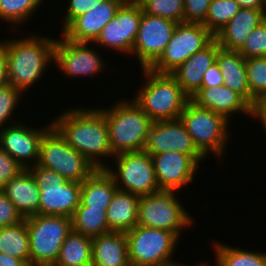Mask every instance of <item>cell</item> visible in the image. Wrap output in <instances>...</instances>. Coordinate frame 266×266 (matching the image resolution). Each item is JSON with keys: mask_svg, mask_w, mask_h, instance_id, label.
Instances as JSON below:
<instances>
[{"mask_svg": "<svg viewBox=\"0 0 266 266\" xmlns=\"http://www.w3.org/2000/svg\"><path fill=\"white\" fill-rule=\"evenodd\" d=\"M52 125L76 151L84 155L97 169H104V157L113 158L109 131L100 108L75 107L62 111ZM103 157V158H102Z\"/></svg>", "mask_w": 266, "mask_h": 266, "instance_id": "6da1fadb", "label": "cell"}, {"mask_svg": "<svg viewBox=\"0 0 266 266\" xmlns=\"http://www.w3.org/2000/svg\"><path fill=\"white\" fill-rule=\"evenodd\" d=\"M55 42L56 38L39 34L23 39L2 40L7 54L9 84L22 93L35 85L54 62Z\"/></svg>", "mask_w": 266, "mask_h": 266, "instance_id": "7a4b0ae2", "label": "cell"}, {"mask_svg": "<svg viewBox=\"0 0 266 266\" xmlns=\"http://www.w3.org/2000/svg\"><path fill=\"white\" fill-rule=\"evenodd\" d=\"M105 115L113 155L145 149L153 120L134 101L119 100L100 108Z\"/></svg>", "mask_w": 266, "mask_h": 266, "instance_id": "3957f363", "label": "cell"}, {"mask_svg": "<svg viewBox=\"0 0 266 266\" xmlns=\"http://www.w3.org/2000/svg\"><path fill=\"white\" fill-rule=\"evenodd\" d=\"M141 70L146 79L134 101L153 121L178 119L191 98L170 73Z\"/></svg>", "mask_w": 266, "mask_h": 266, "instance_id": "277c9868", "label": "cell"}, {"mask_svg": "<svg viewBox=\"0 0 266 266\" xmlns=\"http://www.w3.org/2000/svg\"><path fill=\"white\" fill-rule=\"evenodd\" d=\"M29 233L30 266H53L72 230L67 216L32 215L25 218Z\"/></svg>", "mask_w": 266, "mask_h": 266, "instance_id": "5b68a950", "label": "cell"}, {"mask_svg": "<svg viewBox=\"0 0 266 266\" xmlns=\"http://www.w3.org/2000/svg\"><path fill=\"white\" fill-rule=\"evenodd\" d=\"M179 118L194 145L205 158L212 152L216 158L222 159L231 134L228 133L229 120L221 114L197 106L191 100L186 104Z\"/></svg>", "mask_w": 266, "mask_h": 266, "instance_id": "8992f818", "label": "cell"}, {"mask_svg": "<svg viewBox=\"0 0 266 266\" xmlns=\"http://www.w3.org/2000/svg\"><path fill=\"white\" fill-rule=\"evenodd\" d=\"M37 165L79 183L97 170L92 162L67 143L53 125L41 139Z\"/></svg>", "mask_w": 266, "mask_h": 266, "instance_id": "52a82bcc", "label": "cell"}, {"mask_svg": "<svg viewBox=\"0 0 266 266\" xmlns=\"http://www.w3.org/2000/svg\"><path fill=\"white\" fill-rule=\"evenodd\" d=\"M130 266H174L179 237L167 230L136 225L126 232Z\"/></svg>", "mask_w": 266, "mask_h": 266, "instance_id": "ba28073f", "label": "cell"}, {"mask_svg": "<svg viewBox=\"0 0 266 266\" xmlns=\"http://www.w3.org/2000/svg\"><path fill=\"white\" fill-rule=\"evenodd\" d=\"M28 169L40 189L39 214L71 218L80 205L81 183L37 164Z\"/></svg>", "mask_w": 266, "mask_h": 266, "instance_id": "9c48e42d", "label": "cell"}, {"mask_svg": "<svg viewBox=\"0 0 266 266\" xmlns=\"http://www.w3.org/2000/svg\"><path fill=\"white\" fill-rule=\"evenodd\" d=\"M176 191H158L140 196L137 225L163 229L179 238L186 227H192V216L175 197Z\"/></svg>", "mask_w": 266, "mask_h": 266, "instance_id": "30bf717a", "label": "cell"}, {"mask_svg": "<svg viewBox=\"0 0 266 266\" xmlns=\"http://www.w3.org/2000/svg\"><path fill=\"white\" fill-rule=\"evenodd\" d=\"M112 159L116 168L107 165L104 169L113 178L118 190L138 196L161 191L157 184L152 155L145 150L120 153Z\"/></svg>", "mask_w": 266, "mask_h": 266, "instance_id": "8fae6325", "label": "cell"}, {"mask_svg": "<svg viewBox=\"0 0 266 266\" xmlns=\"http://www.w3.org/2000/svg\"><path fill=\"white\" fill-rule=\"evenodd\" d=\"M214 39L215 36L203 24L178 23L163 54L150 69L157 73H171Z\"/></svg>", "mask_w": 266, "mask_h": 266, "instance_id": "7c38bea8", "label": "cell"}, {"mask_svg": "<svg viewBox=\"0 0 266 266\" xmlns=\"http://www.w3.org/2000/svg\"><path fill=\"white\" fill-rule=\"evenodd\" d=\"M178 23L159 16L143 13L131 55L136 56L141 68H150L163 54Z\"/></svg>", "mask_w": 266, "mask_h": 266, "instance_id": "4fadbf2b", "label": "cell"}, {"mask_svg": "<svg viewBox=\"0 0 266 266\" xmlns=\"http://www.w3.org/2000/svg\"><path fill=\"white\" fill-rule=\"evenodd\" d=\"M88 42H74L64 35L56 39L54 62L69 78L96 76L104 71L105 63ZM89 45V46H88Z\"/></svg>", "mask_w": 266, "mask_h": 266, "instance_id": "5bb4252c", "label": "cell"}, {"mask_svg": "<svg viewBox=\"0 0 266 266\" xmlns=\"http://www.w3.org/2000/svg\"><path fill=\"white\" fill-rule=\"evenodd\" d=\"M142 17L140 4L123 3L113 19L105 25L93 42L104 47L131 55Z\"/></svg>", "mask_w": 266, "mask_h": 266, "instance_id": "9a60e30c", "label": "cell"}, {"mask_svg": "<svg viewBox=\"0 0 266 266\" xmlns=\"http://www.w3.org/2000/svg\"><path fill=\"white\" fill-rule=\"evenodd\" d=\"M144 150L150 155L177 151L190 155L198 164L206 159L194 145L180 118L153 121Z\"/></svg>", "mask_w": 266, "mask_h": 266, "instance_id": "2e32d148", "label": "cell"}, {"mask_svg": "<svg viewBox=\"0 0 266 266\" xmlns=\"http://www.w3.org/2000/svg\"><path fill=\"white\" fill-rule=\"evenodd\" d=\"M26 124H5L0 129V148L6 151L23 168L28 169L37 164L40 142L44 133L52 126V122L45 128L36 129L26 127Z\"/></svg>", "mask_w": 266, "mask_h": 266, "instance_id": "e0dca14e", "label": "cell"}, {"mask_svg": "<svg viewBox=\"0 0 266 266\" xmlns=\"http://www.w3.org/2000/svg\"><path fill=\"white\" fill-rule=\"evenodd\" d=\"M157 184L160 190L180 191L184 186L193 182L199 164L187 154L168 151L153 154Z\"/></svg>", "mask_w": 266, "mask_h": 266, "instance_id": "ac0fdd59", "label": "cell"}, {"mask_svg": "<svg viewBox=\"0 0 266 266\" xmlns=\"http://www.w3.org/2000/svg\"><path fill=\"white\" fill-rule=\"evenodd\" d=\"M122 4L119 0H104L98 3L94 8L76 18L61 32V35L74 42L93 43Z\"/></svg>", "mask_w": 266, "mask_h": 266, "instance_id": "d6986e66", "label": "cell"}, {"mask_svg": "<svg viewBox=\"0 0 266 266\" xmlns=\"http://www.w3.org/2000/svg\"><path fill=\"white\" fill-rule=\"evenodd\" d=\"M197 106L214 111L231 120L235 113L250 116L251 105L236 91L225 85L201 87L191 98Z\"/></svg>", "mask_w": 266, "mask_h": 266, "instance_id": "ffe728a7", "label": "cell"}, {"mask_svg": "<svg viewBox=\"0 0 266 266\" xmlns=\"http://www.w3.org/2000/svg\"><path fill=\"white\" fill-rule=\"evenodd\" d=\"M219 48L218 42L214 39L207 47L194 53L170 73L190 98L201 88L204 73L216 62Z\"/></svg>", "mask_w": 266, "mask_h": 266, "instance_id": "44dd1931", "label": "cell"}, {"mask_svg": "<svg viewBox=\"0 0 266 266\" xmlns=\"http://www.w3.org/2000/svg\"><path fill=\"white\" fill-rule=\"evenodd\" d=\"M266 19V9L240 8L214 36L220 48L238 51L252 30Z\"/></svg>", "mask_w": 266, "mask_h": 266, "instance_id": "7402d4cb", "label": "cell"}, {"mask_svg": "<svg viewBox=\"0 0 266 266\" xmlns=\"http://www.w3.org/2000/svg\"><path fill=\"white\" fill-rule=\"evenodd\" d=\"M1 190L23 218L39 214L40 189L29 169L14 176Z\"/></svg>", "mask_w": 266, "mask_h": 266, "instance_id": "603a6c76", "label": "cell"}, {"mask_svg": "<svg viewBox=\"0 0 266 266\" xmlns=\"http://www.w3.org/2000/svg\"><path fill=\"white\" fill-rule=\"evenodd\" d=\"M92 266H130L125 232H114L92 238Z\"/></svg>", "mask_w": 266, "mask_h": 266, "instance_id": "cb8c5ba5", "label": "cell"}, {"mask_svg": "<svg viewBox=\"0 0 266 266\" xmlns=\"http://www.w3.org/2000/svg\"><path fill=\"white\" fill-rule=\"evenodd\" d=\"M216 63L224 79L223 85L236 91L251 105L245 58L238 51L219 48Z\"/></svg>", "mask_w": 266, "mask_h": 266, "instance_id": "d4e9b609", "label": "cell"}, {"mask_svg": "<svg viewBox=\"0 0 266 266\" xmlns=\"http://www.w3.org/2000/svg\"><path fill=\"white\" fill-rule=\"evenodd\" d=\"M140 196L116 190L106 210L108 228L114 232H127L137 225Z\"/></svg>", "mask_w": 266, "mask_h": 266, "instance_id": "484cf974", "label": "cell"}, {"mask_svg": "<svg viewBox=\"0 0 266 266\" xmlns=\"http://www.w3.org/2000/svg\"><path fill=\"white\" fill-rule=\"evenodd\" d=\"M117 186L105 169H97L81 183V200L78 207L107 210Z\"/></svg>", "mask_w": 266, "mask_h": 266, "instance_id": "4316f807", "label": "cell"}, {"mask_svg": "<svg viewBox=\"0 0 266 266\" xmlns=\"http://www.w3.org/2000/svg\"><path fill=\"white\" fill-rule=\"evenodd\" d=\"M53 266H92V238L71 230Z\"/></svg>", "mask_w": 266, "mask_h": 266, "instance_id": "83f0119b", "label": "cell"}, {"mask_svg": "<svg viewBox=\"0 0 266 266\" xmlns=\"http://www.w3.org/2000/svg\"><path fill=\"white\" fill-rule=\"evenodd\" d=\"M0 253L22 259L30 266L29 233L22 222L0 228Z\"/></svg>", "mask_w": 266, "mask_h": 266, "instance_id": "f1b7e54d", "label": "cell"}, {"mask_svg": "<svg viewBox=\"0 0 266 266\" xmlns=\"http://www.w3.org/2000/svg\"><path fill=\"white\" fill-rule=\"evenodd\" d=\"M212 245L216 266H266V252L243 250L214 240Z\"/></svg>", "mask_w": 266, "mask_h": 266, "instance_id": "f546056e", "label": "cell"}, {"mask_svg": "<svg viewBox=\"0 0 266 266\" xmlns=\"http://www.w3.org/2000/svg\"><path fill=\"white\" fill-rule=\"evenodd\" d=\"M71 219L73 231L91 238L111 232L106 210L101 208L78 207Z\"/></svg>", "mask_w": 266, "mask_h": 266, "instance_id": "4dcf8cb0", "label": "cell"}, {"mask_svg": "<svg viewBox=\"0 0 266 266\" xmlns=\"http://www.w3.org/2000/svg\"><path fill=\"white\" fill-rule=\"evenodd\" d=\"M42 2L43 0H0V19L12 26L23 24L30 20L29 17L34 15L33 12L37 11Z\"/></svg>", "mask_w": 266, "mask_h": 266, "instance_id": "1f68e13d", "label": "cell"}, {"mask_svg": "<svg viewBox=\"0 0 266 266\" xmlns=\"http://www.w3.org/2000/svg\"><path fill=\"white\" fill-rule=\"evenodd\" d=\"M240 8L235 0H212L203 25L215 35L238 13Z\"/></svg>", "mask_w": 266, "mask_h": 266, "instance_id": "d6a6232c", "label": "cell"}, {"mask_svg": "<svg viewBox=\"0 0 266 266\" xmlns=\"http://www.w3.org/2000/svg\"><path fill=\"white\" fill-rule=\"evenodd\" d=\"M143 13L183 22L184 0H141Z\"/></svg>", "mask_w": 266, "mask_h": 266, "instance_id": "836d02e7", "label": "cell"}, {"mask_svg": "<svg viewBox=\"0 0 266 266\" xmlns=\"http://www.w3.org/2000/svg\"><path fill=\"white\" fill-rule=\"evenodd\" d=\"M245 64L252 104L256 98L266 94V57L248 58Z\"/></svg>", "mask_w": 266, "mask_h": 266, "instance_id": "e575fe53", "label": "cell"}, {"mask_svg": "<svg viewBox=\"0 0 266 266\" xmlns=\"http://www.w3.org/2000/svg\"><path fill=\"white\" fill-rule=\"evenodd\" d=\"M23 94L24 93L19 89L10 84L0 88V129L5 127L4 124L6 122L8 125L17 123L16 121H13V119L15 120V118H13V116H15L14 110L18 107V102L21 100V97H23L21 96Z\"/></svg>", "mask_w": 266, "mask_h": 266, "instance_id": "d590c367", "label": "cell"}, {"mask_svg": "<svg viewBox=\"0 0 266 266\" xmlns=\"http://www.w3.org/2000/svg\"><path fill=\"white\" fill-rule=\"evenodd\" d=\"M238 52L245 59L266 57V19L252 30Z\"/></svg>", "mask_w": 266, "mask_h": 266, "instance_id": "8d00e7d4", "label": "cell"}, {"mask_svg": "<svg viewBox=\"0 0 266 266\" xmlns=\"http://www.w3.org/2000/svg\"><path fill=\"white\" fill-rule=\"evenodd\" d=\"M212 0H184L183 22L204 24Z\"/></svg>", "mask_w": 266, "mask_h": 266, "instance_id": "74e56055", "label": "cell"}, {"mask_svg": "<svg viewBox=\"0 0 266 266\" xmlns=\"http://www.w3.org/2000/svg\"><path fill=\"white\" fill-rule=\"evenodd\" d=\"M104 0H69L67 3L64 20H62V32L79 16L85 14L95 5Z\"/></svg>", "mask_w": 266, "mask_h": 266, "instance_id": "f35d334b", "label": "cell"}, {"mask_svg": "<svg viewBox=\"0 0 266 266\" xmlns=\"http://www.w3.org/2000/svg\"><path fill=\"white\" fill-rule=\"evenodd\" d=\"M23 168L14 158L6 151L0 148V190Z\"/></svg>", "mask_w": 266, "mask_h": 266, "instance_id": "ab89813d", "label": "cell"}, {"mask_svg": "<svg viewBox=\"0 0 266 266\" xmlns=\"http://www.w3.org/2000/svg\"><path fill=\"white\" fill-rule=\"evenodd\" d=\"M23 220V216L16 209L15 205L0 190V228L18 224Z\"/></svg>", "mask_w": 266, "mask_h": 266, "instance_id": "60d3db41", "label": "cell"}, {"mask_svg": "<svg viewBox=\"0 0 266 266\" xmlns=\"http://www.w3.org/2000/svg\"><path fill=\"white\" fill-rule=\"evenodd\" d=\"M250 117L258 119L266 132V94L256 98L251 104Z\"/></svg>", "mask_w": 266, "mask_h": 266, "instance_id": "b9f144b4", "label": "cell"}, {"mask_svg": "<svg viewBox=\"0 0 266 266\" xmlns=\"http://www.w3.org/2000/svg\"><path fill=\"white\" fill-rule=\"evenodd\" d=\"M224 79L218 64L213 63L204 73L201 87H213L223 85Z\"/></svg>", "mask_w": 266, "mask_h": 266, "instance_id": "7bdbcfd3", "label": "cell"}, {"mask_svg": "<svg viewBox=\"0 0 266 266\" xmlns=\"http://www.w3.org/2000/svg\"><path fill=\"white\" fill-rule=\"evenodd\" d=\"M9 84L7 54L4 45L0 41V88Z\"/></svg>", "mask_w": 266, "mask_h": 266, "instance_id": "ee69618b", "label": "cell"}, {"mask_svg": "<svg viewBox=\"0 0 266 266\" xmlns=\"http://www.w3.org/2000/svg\"><path fill=\"white\" fill-rule=\"evenodd\" d=\"M241 8L266 9L265 0H235Z\"/></svg>", "mask_w": 266, "mask_h": 266, "instance_id": "f6af8a7d", "label": "cell"}, {"mask_svg": "<svg viewBox=\"0 0 266 266\" xmlns=\"http://www.w3.org/2000/svg\"><path fill=\"white\" fill-rule=\"evenodd\" d=\"M0 266H28L22 259L0 253Z\"/></svg>", "mask_w": 266, "mask_h": 266, "instance_id": "bcb514c9", "label": "cell"}, {"mask_svg": "<svg viewBox=\"0 0 266 266\" xmlns=\"http://www.w3.org/2000/svg\"><path fill=\"white\" fill-rule=\"evenodd\" d=\"M122 3H132V4H139L141 0H119Z\"/></svg>", "mask_w": 266, "mask_h": 266, "instance_id": "7dc6e473", "label": "cell"}, {"mask_svg": "<svg viewBox=\"0 0 266 266\" xmlns=\"http://www.w3.org/2000/svg\"><path fill=\"white\" fill-rule=\"evenodd\" d=\"M206 264H207L206 262H205V263H202V262H201L200 264L198 263L197 266H209V264H207V265H206ZM187 266H188V265H187Z\"/></svg>", "mask_w": 266, "mask_h": 266, "instance_id": "c3c4849f", "label": "cell"}, {"mask_svg": "<svg viewBox=\"0 0 266 266\" xmlns=\"http://www.w3.org/2000/svg\"><path fill=\"white\" fill-rule=\"evenodd\" d=\"M174 266H185V264H180V263H179V265L177 264V265H174Z\"/></svg>", "mask_w": 266, "mask_h": 266, "instance_id": "681fc988", "label": "cell"}]
</instances>
